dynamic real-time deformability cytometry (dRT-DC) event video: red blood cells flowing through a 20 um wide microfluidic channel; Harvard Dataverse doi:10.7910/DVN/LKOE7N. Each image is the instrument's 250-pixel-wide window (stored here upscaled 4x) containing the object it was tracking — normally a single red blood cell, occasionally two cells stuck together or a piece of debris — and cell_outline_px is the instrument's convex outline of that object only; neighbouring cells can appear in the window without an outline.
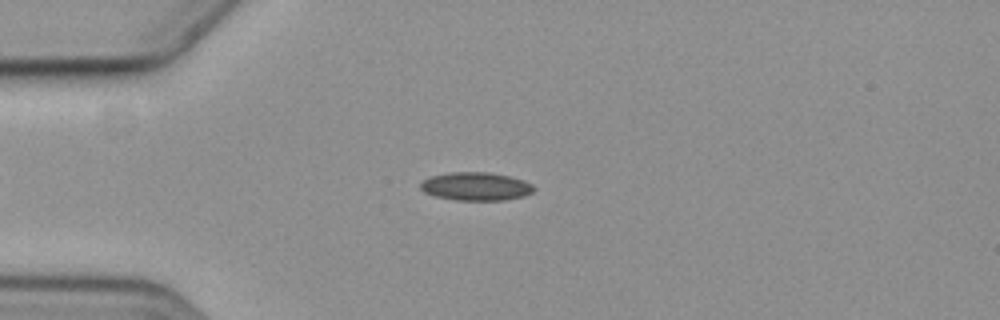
{"species": "common noctule bat (a hibernating species)", "species_latin": "Nyctalus noctula", "temperature_condition": "cold", "stored_images_in_passage": 4, "camera_frame_rate_fps": 3000, "um_per_image_px": 0.085, "animal": {"sex": "female", "body_mass_g": 19.3, "forearm_length_mm": 54.1}, "frame": {"image": 1, "passage_image": 4, "time_ms": 3.667, "image_size_px": [1000, 320], "cell_outline_px": [[536, 188], [532, 192], [524, 196], [504, 200], [456, 200], [436, 196], [424, 192], [420, 188], [420, 184], [424, 180], [432, 176], [448, 172], [488, 172], [508, 176], [524, 180], [532, 184]], "centroid_in_image_um": [40.47, 15.84], "position_along_channel_um": 44.5, "area_um2": 18.61}}